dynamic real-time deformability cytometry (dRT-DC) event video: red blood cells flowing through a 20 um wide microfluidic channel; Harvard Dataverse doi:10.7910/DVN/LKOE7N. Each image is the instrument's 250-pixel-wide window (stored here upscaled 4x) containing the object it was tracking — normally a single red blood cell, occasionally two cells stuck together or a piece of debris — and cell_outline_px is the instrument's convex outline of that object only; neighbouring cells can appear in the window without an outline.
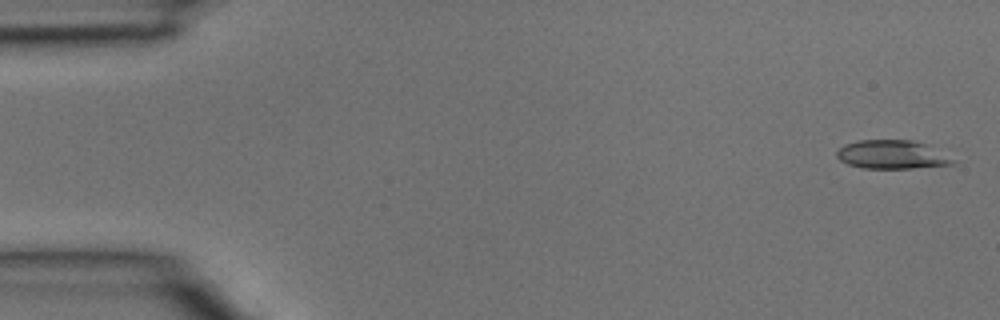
{"species": "common noctule bat (a hibernating species)", "species_latin": "Nyctalus noctula", "temperature_condition": "room temperature", "stored_images_in_passage": 9, "camera_frame_rate_fps": 3000, "um_per_image_px": 0.085, "animal": {"sex": "male", "body_mass_g": 15.6}, "frame": {"image": 1, "passage_image": 1, "time_ms": 0.0, "image_size_px": [1000, 320], "cell_outline_px": [[956, 164], [912, 168], [864, 168], [848, 164], [840, 160], [836, 156], [836, 152], [844, 144], [860, 140], [912, 140], [928, 144], [956, 160]], "centroid_in_image_um": [75.84, 13.13], "position_along_channel_um": 9.2, "area_um2": 19.42}}